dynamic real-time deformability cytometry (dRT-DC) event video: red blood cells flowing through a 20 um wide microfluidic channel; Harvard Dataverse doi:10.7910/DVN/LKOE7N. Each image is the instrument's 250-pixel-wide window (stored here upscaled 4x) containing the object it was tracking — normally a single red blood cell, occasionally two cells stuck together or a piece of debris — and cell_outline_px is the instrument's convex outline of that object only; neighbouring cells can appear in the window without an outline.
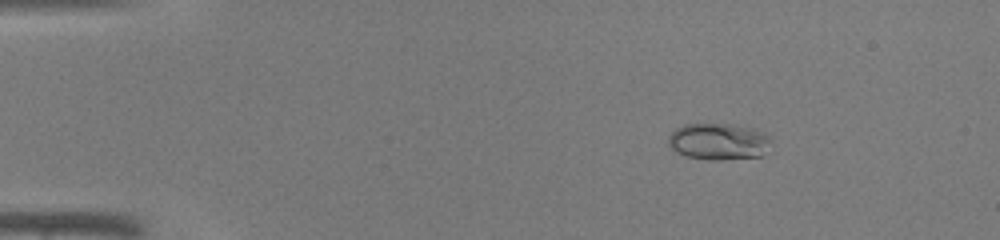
{"species": "common noctule bat (a hibernating species)", "species_latin": "Nyctalus noctula", "temperature_condition": "warm", "stored_images_in_passage": 40, "camera_frame_rate_fps": 3000, "um_per_image_px": 0.085, "animal": {"sex": "male", "body_mass_g": 19.0, "forearm_length_mm": 50.8}, "frame": {"image": 1, "passage_image": 2, "time_ms": 0.333, "image_size_px": [1000, 240], "cell_outline_px": [[772, 140], [760, 156], [720, 160], [708, 160], [684, 156], [676, 152], [668, 144], [668, 136], [676, 128], [684, 124], [728, 124], [752, 128], [768, 136]], "centroid_in_image_um": [61.02, 12.03], "position_along_channel_um": 24.0, "area_um2": 21.79}}
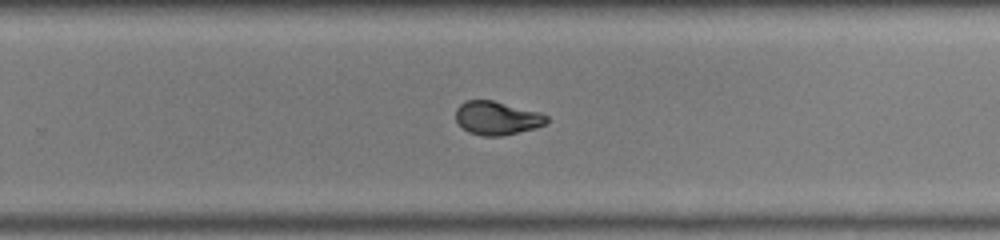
{"frame": {"image": 2, "passage_image": 25, "time_ms": 8.0, "image_size_px": [1000, 240], "cell_outline_px": [[548, 120], [544, 124], [536, 128], [500, 136], [484, 136], [468, 132], [456, 120], [456, 108], [460, 104], [468, 100], [492, 100], [540, 112], [548, 116]], "centroid_in_image_um": [42.24, 10.03], "position_along_channel_um": 287.6, "area_um2": 17.63}}
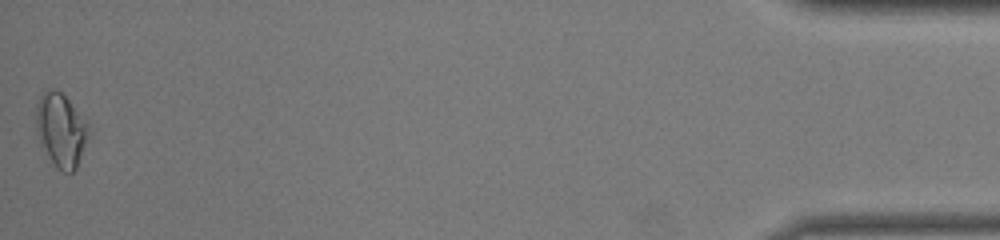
{"frame": {"image": 3, "passage_image": 40, "time_ms": 13.0, "image_size_px": [1000, 240], "cell_outline_px": [[92, 132], [76, 168], [72, 172], [64, 172], [56, 168], [40, 144], [36, 132], [36, 104], [40, 96], [48, 88], [56, 88], [88, 120]], "centroid_in_image_um": [5.21, 11.04], "position_along_channel_um": 430.0, "area_um2": 23.06}}